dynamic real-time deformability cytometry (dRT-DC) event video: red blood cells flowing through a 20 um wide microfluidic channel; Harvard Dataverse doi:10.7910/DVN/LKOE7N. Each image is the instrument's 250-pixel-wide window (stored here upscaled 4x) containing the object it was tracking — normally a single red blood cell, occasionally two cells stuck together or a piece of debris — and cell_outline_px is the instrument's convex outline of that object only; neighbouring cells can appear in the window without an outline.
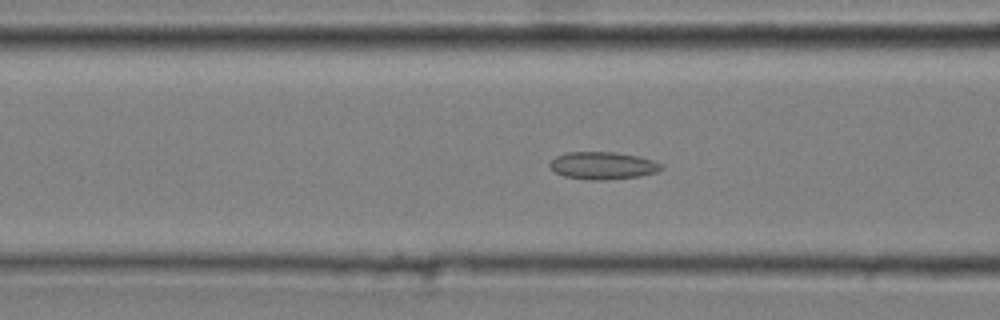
{"species": "common noctule bat (a hibernating species)", "species_latin": "Nyctalus noctula", "temperature_condition": "cold", "stored_images_in_passage": 36, "camera_frame_rate_fps": 3000, "um_per_image_px": 0.085, "animal": {"sex": "male", "body_mass_g": 20.4}, "frame": {"image": 1, "passage_image": 5, "time_ms": 1.333, "image_size_px": [1000, 320], "cell_outline_px": [[664, 168], [656, 172], [640, 176], [604, 180], [592, 180], [564, 176], [556, 172], [548, 164], [556, 156], [568, 152], [616, 152], [636, 156], [652, 160], [664, 164]], "centroid_in_image_um": [51.26, 14.07], "position_along_channel_um": 115.3, "area_um2": 17.74}}
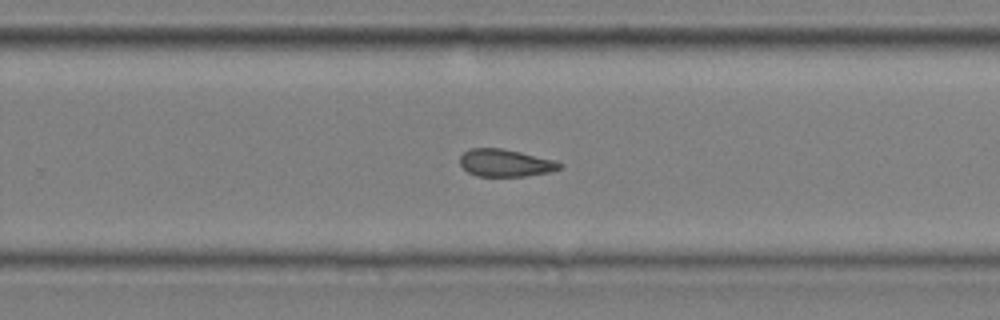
{"frame": {"image": 2, "passage_image": 19, "time_ms": 6.0, "image_size_px": [1000, 320], "cell_outline_px": [[564, 164], [560, 168], [552, 172], [528, 176], [476, 176], [468, 172], [460, 164], [460, 156], [464, 152], [472, 148], [504, 148], [556, 160]], "centroid_in_image_um": [43.0, 13.85], "position_along_channel_um": 286.8, "area_um2": 16.13}}
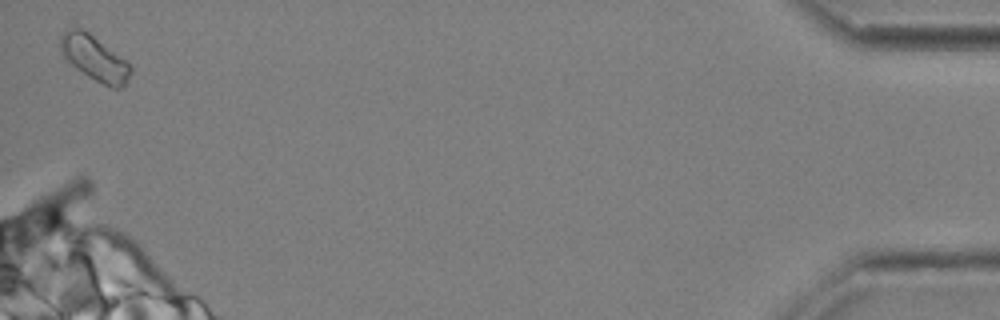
{"frame": {"image": 3, "passage_image": 36, "time_ms": 11.667, "image_size_px": [1000, 320], "cell_outline_px": [[132, 72], [128, 80], [120, 88], [112, 88], [88, 76], [76, 68], [64, 56], [60, 48], [60, 36], [64, 32], [72, 28], [80, 28], [88, 32], [124, 60], [132, 68]], "centroid_in_image_um": [8.02, 4.95], "position_along_channel_um": 427.2, "area_um2": 17.74}, "authors_computed_cell_mechanics": {"area_um2": 16.184, "velocity_mm_per_s": 3.6789, "shape_relaxation_time_tau1_ms": null, "shape_relaxation_time_tau2_ms": 6.8649, "deformation_change_tau1": null, "deformation_change_tau2": 0.1436}}